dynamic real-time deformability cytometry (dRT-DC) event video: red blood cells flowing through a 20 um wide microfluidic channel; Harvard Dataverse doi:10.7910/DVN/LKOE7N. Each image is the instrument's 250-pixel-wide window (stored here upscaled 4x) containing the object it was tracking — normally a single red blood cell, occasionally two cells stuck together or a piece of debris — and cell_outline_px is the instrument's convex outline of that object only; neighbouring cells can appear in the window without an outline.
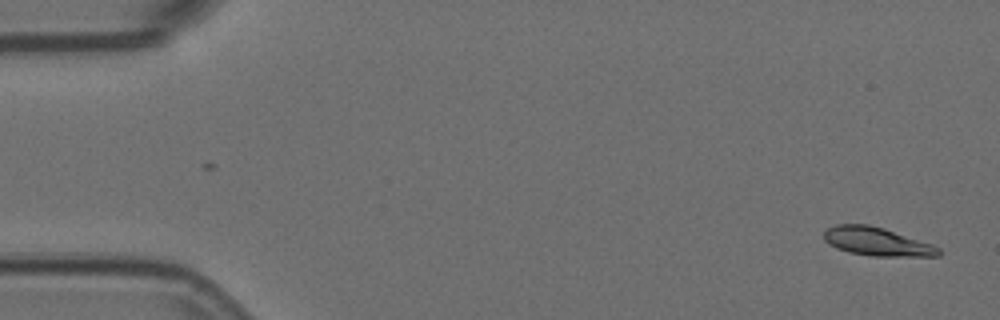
{"species": "Egyptian fruit bat (a non-hibernating species)", "species_latin": "Rousettus aegyptiacus", "temperature_condition": "room temperature", "stored_images_in_passage": 54, "camera_frame_rate_fps": 3000, "um_per_image_px": 0.085, "animal": {"sex": "female"}, "frame": {"image": 1, "passage_image": 1, "time_ms": 0.0, "image_size_px": [1000, 320], "cell_outline_px": [[940, 256], [872, 256], [848, 252], [836, 248], [824, 240], [824, 232], [828, 228], [836, 224], [868, 224], [884, 228], [932, 244], [940, 248]], "centroid_in_image_um": [74.53, 20.53], "position_along_channel_um": 10.5, "area_um2": 18.96}}
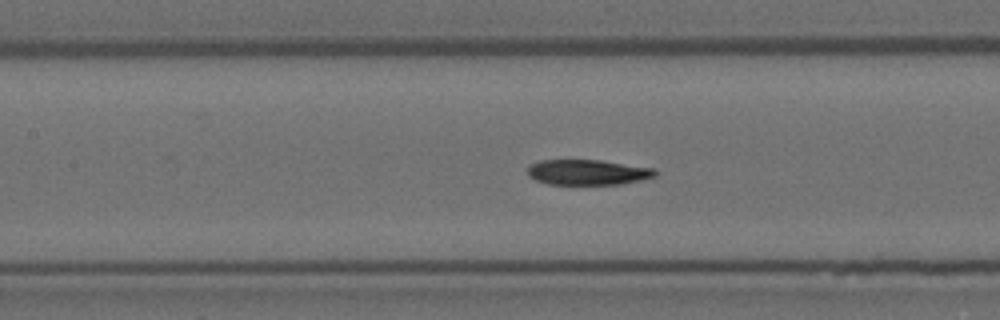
{"frame": {"image": 2, "passage_image": 24, "time_ms": 7.667, "image_size_px": [1000, 320], "cell_outline_px": [[660, 172], [656, 176], [640, 180], [620, 184], [548, 184], [536, 180], [528, 176], [528, 164], [540, 160], [600, 160], [656, 168]], "centroid_in_image_um": [49.98, 14.63], "position_along_channel_um": 157.4, "area_um2": 19.02}}
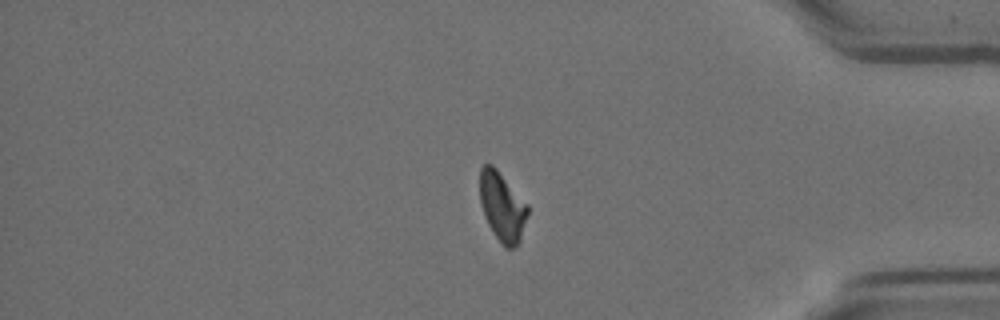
{"frame": {"image": 3, "passage_image": 46, "time_ms": 15.0, "image_size_px": [1000, 320], "cell_outline_px": [[528, 212], [520, 240], [512, 248], [504, 248], [488, 224], [484, 216], [480, 200], [480, 168], [484, 164], [492, 164], [496, 168], [528, 204]], "centroid_in_image_um": [42.68, 17.55], "position_along_channel_um": 392.5, "area_um2": 19.07}, "authors_computed_cell_mechanics": {"area_um2": 19.7387, "velocity_mm_per_s": 3.5808, "shape_relaxation_time_tau1_ms": 7.1895, "shape_relaxation_time_tau2_ms": null, "deformation_change_tau1": 0.2034, "deformation_change_tau2": null}}